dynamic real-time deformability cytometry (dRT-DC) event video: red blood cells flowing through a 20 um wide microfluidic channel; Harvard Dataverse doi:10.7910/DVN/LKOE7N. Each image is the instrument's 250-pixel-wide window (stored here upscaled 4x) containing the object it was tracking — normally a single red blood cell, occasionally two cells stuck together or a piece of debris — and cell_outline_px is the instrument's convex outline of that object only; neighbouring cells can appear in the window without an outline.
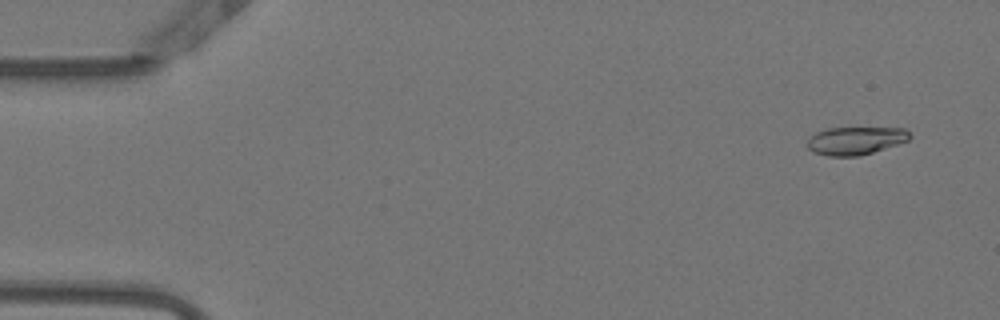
{"species": "Egyptian fruit bat (a non-hibernating species)", "species_latin": "Rousettus aegyptiacus", "temperature_condition": "warm", "stored_images_in_passage": 54, "camera_frame_rate_fps": 3000, "um_per_image_px": 0.085, "animal": {"sex": "female"}, "frame": {"image": 1, "passage_image": 4, "time_ms": 1.0, "image_size_px": [1000, 320], "cell_outline_px": [[912, 136], [908, 140], [860, 156], [828, 156], [812, 152], [808, 148], [808, 140], [816, 132], [828, 128], [904, 128]], "centroid_in_image_um": [72.7, 11.96], "position_along_channel_um": 12.3, "area_um2": 16.47}}
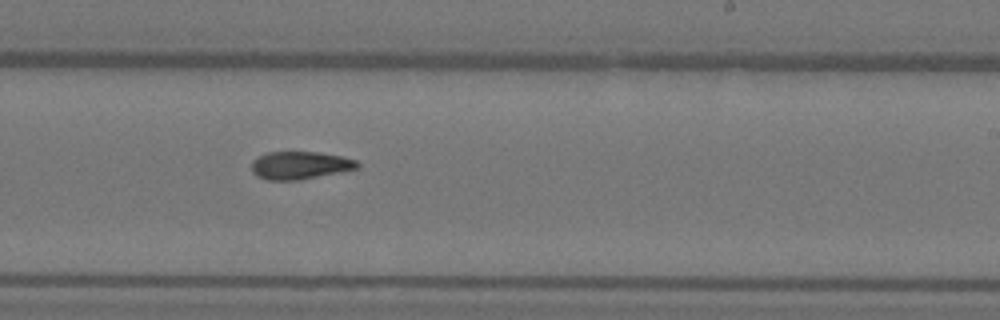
{"frame": {"image": 2, "passage_image": 33, "time_ms": 10.667, "image_size_px": [1000, 320], "cell_outline_px": [[360, 168], [300, 180], [268, 180], [256, 176], [252, 172], [252, 160], [256, 156], [268, 152], [320, 152], [340, 156], [356, 160], [360, 164]], "centroid_in_image_um": [25.48, 14.05], "position_along_channel_um": 263.5, "area_um2": 17.28}}
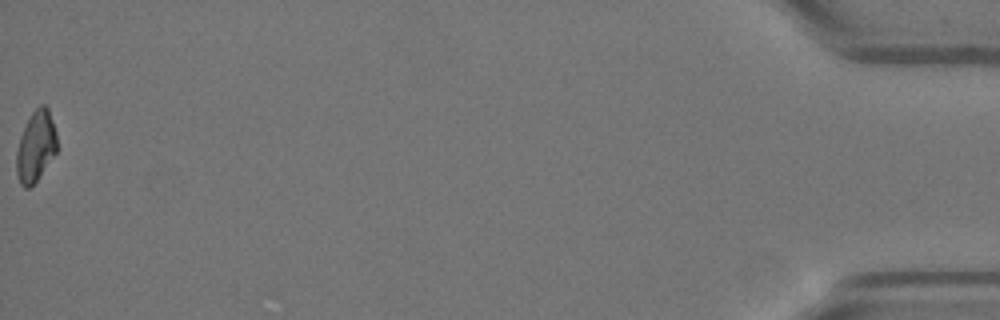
{"frame": {"image": 3, "passage_image": 54, "time_ms": 17.667, "image_size_px": [1000, 320], "cell_outline_px": [[56, 152], [36, 180], [28, 188], [24, 188], [20, 184], [16, 172], [16, 152], [20, 136], [32, 112], [40, 104], [44, 104], [48, 108], [56, 132]], "centroid_in_image_um": [3.02, 12.43], "position_along_channel_um": 432.2, "area_um2": 16.42}, "authors_computed_cell_mechanics": {"area_um2": 17.2533, "velocity_mm_per_s": 3.8385, "shape_relaxation_time_tau1_ms": 10.8876, "shape_relaxation_time_tau2_ms": 4.3409, "deformation_change_tau1": 0.2773, "deformation_change_tau2": 0.1032}}